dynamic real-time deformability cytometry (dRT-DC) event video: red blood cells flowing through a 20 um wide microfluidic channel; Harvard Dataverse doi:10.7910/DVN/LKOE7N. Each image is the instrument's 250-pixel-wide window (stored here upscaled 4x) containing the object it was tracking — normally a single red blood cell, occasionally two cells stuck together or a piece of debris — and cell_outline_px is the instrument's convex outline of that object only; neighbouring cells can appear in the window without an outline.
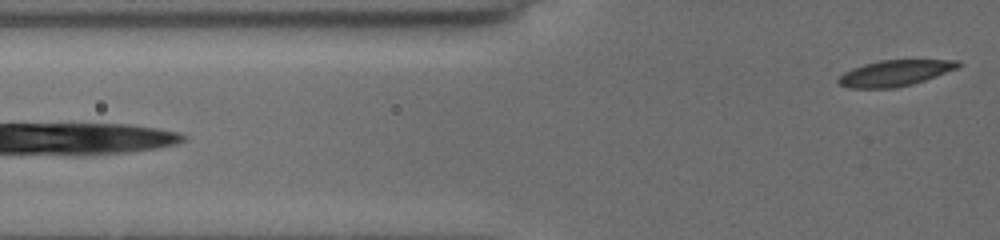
{"species": "common noctule bat (a hibernating species)", "species_latin": "Nyctalus noctula", "temperature_condition": "cold", "stored_images_in_passage": 9, "camera_frame_rate_fps": 3000, "um_per_image_px": 0.085, "animal": {"sex": "female", "body_mass_g": 19.5, "forearm_length_mm": 54.1}, "frame": {"image": 1, "passage_image": 9, "time_ms": 7.0, "image_size_px": [1000, 240], "cell_outline_px": [[960, 64], [956, 68], [936, 76], [912, 84], [896, 88], [848, 88], [840, 84], [836, 80], [844, 72], [852, 68], [864, 64], [880, 60], [960, 60]], "centroid_in_image_um": [76.03, 6.21], "position_along_channel_um": 49.8, "area_um2": 17.98}}